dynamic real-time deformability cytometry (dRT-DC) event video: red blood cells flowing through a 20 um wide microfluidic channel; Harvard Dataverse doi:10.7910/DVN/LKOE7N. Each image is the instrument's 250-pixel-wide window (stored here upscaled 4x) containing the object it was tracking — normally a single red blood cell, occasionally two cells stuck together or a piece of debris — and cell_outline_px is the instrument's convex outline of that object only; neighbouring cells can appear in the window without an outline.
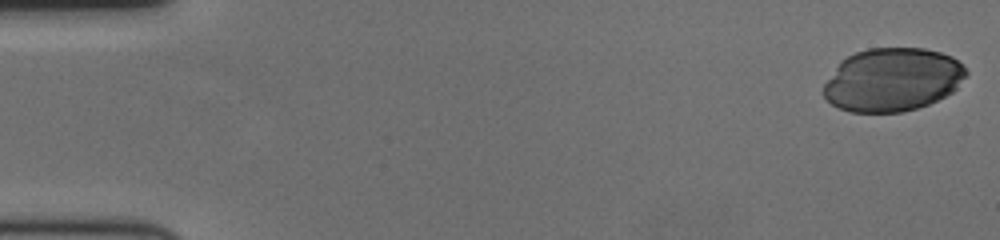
{"species": "human", "species_latin": "Homo sapiens", "temperature_condition": "cold", "stored_images_in_passage": 59, "camera_frame_rate_fps": 3000, "um_per_image_px": 0.085, "donor": {"sex": "female"}, "frame": {"image": 1, "passage_image": 1, "time_ms": 0.0, "image_size_px": [1000, 240], "cell_outline_px": [[968, 72], [956, 88], [952, 92], [928, 104], [904, 112], [852, 112], [840, 108], [832, 104], [820, 92], [824, 84], [840, 60], [856, 52], [868, 48], [924, 48], [940, 52], [952, 56]], "centroid_in_image_um": [75.82, 6.77], "position_along_channel_um": 9.2, "area_um2": 52.54}}
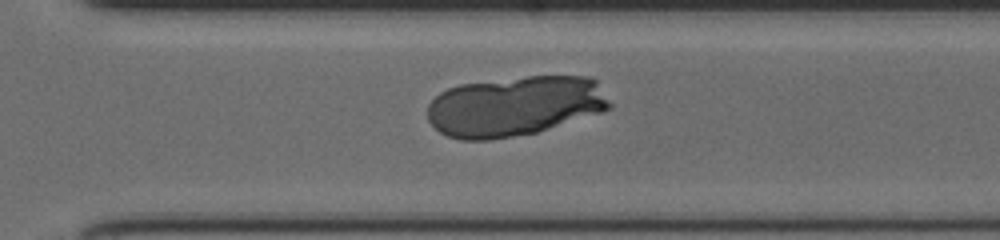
{"frame": {"image": 2, "passage_image": 42, "time_ms": 13.667, "image_size_px": [1000, 240], "cell_outline_px": [[612, 108], [600, 112], [536, 132], [488, 140], [460, 140], [448, 136], [440, 132], [428, 120], [428, 104], [440, 92], [448, 88], [460, 84], [528, 76], [592, 76], [596, 80], [612, 104]], "centroid_in_image_um": [43.75, 9.01], "position_along_channel_um": 326.8, "area_um2": 63.58}}
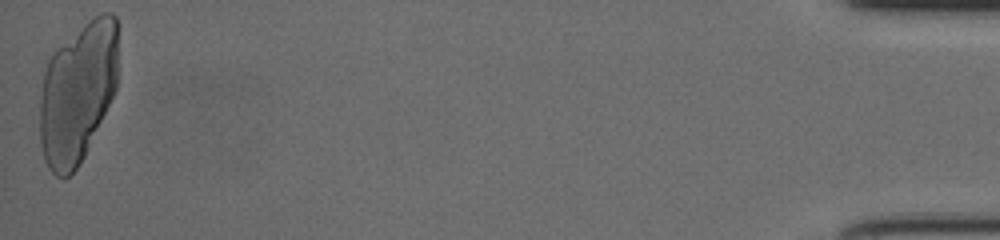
{"frame": {"image": 3, "passage_image": 59, "time_ms": 19.333, "image_size_px": [1000, 240], "cell_outline_px": [[116, 88], [84, 156], [80, 164], [64, 180], [56, 176], [48, 168], [44, 160], [40, 144], [40, 96], [44, 72], [48, 60], [88, 20], [100, 12], [112, 12], [116, 16]], "centroid_in_image_um": [6.58, 7.92], "position_along_channel_um": 428.6, "area_um2": 63.35}}